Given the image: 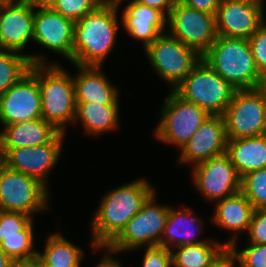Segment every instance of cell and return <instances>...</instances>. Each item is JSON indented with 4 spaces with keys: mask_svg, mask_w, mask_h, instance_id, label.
Instances as JSON below:
<instances>
[{
    "mask_svg": "<svg viewBox=\"0 0 266 267\" xmlns=\"http://www.w3.org/2000/svg\"><path fill=\"white\" fill-rule=\"evenodd\" d=\"M154 190L145 178H141L107 192L91 221V245L108 246L143 208Z\"/></svg>",
    "mask_w": 266,
    "mask_h": 267,
    "instance_id": "1",
    "label": "cell"
},
{
    "mask_svg": "<svg viewBox=\"0 0 266 267\" xmlns=\"http://www.w3.org/2000/svg\"><path fill=\"white\" fill-rule=\"evenodd\" d=\"M118 9L101 4L75 22L73 64L102 66L117 42Z\"/></svg>",
    "mask_w": 266,
    "mask_h": 267,
    "instance_id": "2",
    "label": "cell"
},
{
    "mask_svg": "<svg viewBox=\"0 0 266 267\" xmlns=\"http://www.w3.org/2000/svg\"><path fill=\"white\" fill-rule=\"evenodd\" d=\"M49 63L31 65L30 71L38 79L42 118L66 133V125L74 124L76 114L73 76L57 62Z\"/></svg>",
    "mask_w": 266,
    "mask_h": 267,
    "instance_id": "3",
    "label": "cell"
},
{
    "mask_svg": "<svg viewBox=\"0 0 266 267\" xmlns=\"http://www.w3.org/2000/svg\"><path fill=\"white\" fill-rule=\"evenodd\" d=\"M202 59L237 90L263 85L248 39L218 35Z\"/></svg>",
    "mask_w": 266,
    "mask_h": 267,
    "instance_id": "4",
    "label": "cell"
},
{
    "mask_svg": "<svg viewBox=\"0 0 266 267\" xmlns=\"http://www.w3.org/2000/svg\"><path fill=\"white\" fill-rule=\"evenodd\" d=\"M236 90L203 59L173 89L182 99L195 103L210 115H223Z\"/></svg>",
    "mask_w": 266,
    "mask_h": 267,
    "instance_id": "5",
    "label": "cell"
},
{
    "mask_svg": "<svg viewBox=\"0 0 266 267\" xmlns=\"http://www.w3.org/2000/svg\"><path fill=\"white\" fill-rule=\"evenodd\" d=\"M164 103L155 136L181 150L210 114L195 103L182 99L173 90L169 91Z\"/></svg>",
    "mask_w": 266,
    "mask_h": 267,
    "instance_id": "6",
    "label": "cell"
},
{
    "mask_svg": "<svg viewBox=\"0 0 266 267\" xmlns=\"http://www.w3.org/2000/svg\"><path fill=\"white\" fill-rule=\"evenodd\" d=\"M228 140L257 137L266 134V91L236 90L223 113Z\"/></svg>",
    "mask_w": 266,
    "mask_h": 267,
    "instance_id": "7",
    "label": "cell"
},
{
    "mask_svg": "<svg viewBox=\"0 0 266 267\" xmlns=\"http://www.w3.org/2000/svg\"><path fill=\"white\" fill-rule=\"evenodd\" d=\"M154 192L143 208L126 224L120 234L108 245L117 253L131 251L143 246L161 245V237L171 206L158 204Z\"/></svg>",
    "mask_w": 266,
    "mask_h": 267,
    "instance_id": "8",
    "label": "cell"
},
{
    "mask_svg": "<svg viewBox=\"0 0 266 267\" xmlns=\"http://www.w3.org/2000/svg\"><path fill=\"white\" fill-rule=\"evenodd\" d=\"M144 50L154 72L171 85V90L176 88L202 59L194 49L167 32L162 33Z\"/></svg>",
    "mask_w": 266,
    "mask_h": 267,
    "instance_id": "9",
    "label": "cell"
},
{
    "mask_svg": "<svg viewBox=\"0 0 266 267\" xmlns=\"http://www.w3.org/2000/svg\"><path fill=\"white\" fill-rule=\"evenodd\" d=\"M48 188L39 180L21 172L0 167V210L34 216L48 209Z\"/></svg>",
    "mask_w": 266,
    "mask_h": 267,
    "instance_id": "10",
    "label": "cell"
},
{
    "mask_svg": "<svg viewBox=\"0 0 266 267\" xmlns=\"http://www.w3.org/2000/svg\"><path fill=\"white\" fill-rule=\"evenodd\" d=\"M167 33L203 56L217 39L216 17L176 1L167 16Z\"/></svg>",
    "mask_w": 266,
    "mask_h": 267,
    "instance_id": "11",
    "label": "cell"
},
{
    "mask_svg": "<svg viewBox=\"0 0 266 267\" xmlns=\"http://www.w3.org/2000/svg\"><path fill=\"white\" fill-rule=\"evenodd\" d=\"M65 135L59 132L49 143L43 145L3 148L4 165L39 180L48 188L47 177L61 157Z\"/></svg>",
    "mask_w": 266,
    "mask_h": 267,
    "instance_id": "12",
    "label": "cell"
},
{
    "mask_svg": "<svg viewBox=\"0 0 266 267\" xmlns=\"http://www.w3.org/2000/svg\"><path fill=\"white\" fill-rule=\"evenodd\" d=\"M194 185L206 200L216 202L241 190V177L227 153L193 166Z\"/></svg>",
    "mask_w": 266,
    "mask_h": 267,
    "instance_id": "13",
    "label": "cell"
},
{
    "mask_svg": "<svg viewBox=\"0 0 266 267\" xmlns=\"http://www.w3.org/2000/svg\"><path fill=\"white\" fill-rule=\"evenodd\" d=\"M33 42L61 54L72 63L75 22L65 18L45 2L36 0Z\"/></svg>",
    "mask_w": 266,
    "mask_h": 267,
    "instance_id": "14",
    "label": "cell"
},
{
    "mask_svg": "<svg viewBox=\"0 0 266 267\" xmlns=\"http://www.w3.org/2000/svg\"><path fill=\"white\" fill-rule=\"evenodd\" d=\"M264 0H221L217 9L219 36L250 38L265 21Z\"/></svg>",
    "mask_w": 266,
    "mask_h": 267,
    "instance_id": "15",
    "label": "cell"
},
{
    "mask_svg": "<svg viewBox=\"0 0 266 267\" xmlns=\"http://www.w3.org/2000/svg\"><path fill=\"white\" fill-rule=\"evenodd\" d=\"M42 118L37 77L29 71L0 96L2 126Z\"/></svg>",
    "mask_w": 266,
    "mask_h": 267,
    "instance_id": "16",
    "label": "cell"
},
{
    "mask_svg": "<svg viewBox=\"0 0 266 267\" xmlns=\"http://www.w3.org/2000/svg\"><path fill=\"white\" fill-rule=\"evenodd\" d=\"M36 0H24L0 8V49L21 53L33 41Z\"/></svg>",
    "mask_w": 266,
    "mask_h": 267,
    "instance_id": "17",
    "label": "cell"
},
{
    "mask_svg": "<svg viewBox=\"0 0 266 267\" xmlns=\"http://www.w3.org/2000/svg\"><path fill=\"white\" fill-rule=\"evenodd\" d=\"M227 135L222 115H210L181 149L179 163L193 166L226 153Z\"/></svg>",
    "mask_w": 266,
    "mask_h": 267,
    "instance_id": "18",
    "label": "cell"
},
{
    "mask_svg": "<svg viewBox=\"0 0 266 267\" xmlns=\"http://www.w3.org/2000/svg\"><path fill=\"white\" fill-rule=\"evenodd\" d=\"M73 76L76 103L119 105V93L109 78L101 71L102 66H80Z\"/></svg>",
    "mask_w": 266,
    "mask_h": 267,
    "instance_id": "19",
    "label": "cell"
},
{
    "mask_svg": "<svg viewBox=\"0 0 266 267\" xmlns=\"http://www.w3.org/2000/svg\"><path fill=\"white\" fill-rule=\"evenodd\" d=\"M121 15L126 33L142 41L144 49L167 31V16L158 9L137 2H128Z\"/></svg>",
    "mask_w": 266,
    "mask_h": 267,
    "instance_id": "20",
    "label": "cell"
},
{
    "mask_svg": "<svg viewBox=\"0 0 266 267\" xmlns=\"http://www.w3.org/2000/svg\"><path fill=\"white\" fill-rule=\"evenodd\" d=\"M215 203L212 217L214 224L235 233L225 242V245L230 248L232 245H237L236 236L240 232H248L255 208L241 191Z\"/></svg>",
    "mask_w": 266,
    "mask_h": 267,
    "instance_id": "21",
    "label": "cell"
},
{
    "mask_svg": "<svg viewBox=\"0 0 266 267\" xmlns=\"http://www.w3.org/2000/svg\"><path fill=\"white\" fill-rule=\"evenodd\" d=\"M189 208L180 207L176 210L170 207L167 222L161 237V246L172 250L178 246L198 244L203 242H217L214 239H197L202 231L203 222L200 217ZM199 228V229H198Z\"/></svg>",
    "mask_w": 266,
    "mask_h": 267,
    "instance_id": "22",
    "label": "cell"
},
{
    "mask_svg": "<svg viewBox=\"0 0 266 267\" xmlns=\"http://www.w3.org/2000/svg\"><path fill=\"white\" fill-rule=\"evenodd\" d=\"M3 148H20L49 143L59 131L43 118L3 126Z\"/></svg>",
    "mask_w": 266,
    "mask_h": 267,
    "instance_id": "23",
    "label": "cell"
},
{
    "mask_svg": "<svg viewBox=\"0 0 266 267\" xmlns=\"http://www.w3.org/2000/svg\"><path fill=\"white\" fill-rule=\"evenodd\" d=\"M240 177L266 167V134L227 140V151Z\"/></svg>",
    "mask_w": 266,
    "mask_h": 267,
    "instance_id": "24",
    "label": "cell"
},
{
    "mask_svg": "<svg viewBox=\"0 0 266 267\" xmlns=\"http://www.w3.org/2000/svg\"><path fill=\"white\" fill-rule=\"evenodd\" d=\"M119 105L76 103L74 124L80 122L88 135H102L119 125Z\"/></svg>",
    "mask_w": 266,
    "mask_h": 267,
    "instance_id": "25",
    "label": "cell"
},
{
    "mask_svg": "<svg viewBox=\"0 0 266 267\" xmlns=\"http://www.w3.org/2000/svg\"><path fill=\"white\" fill-rule=\"evenodd\" d=\"M84 251L59 233H52L46 239L43 253L37 258L46 267H80Z\"/></svg>",
    "mask_w": 266,
    "mask_h": 267,
    "instance_id": "26",
    "label": "cell"
},
{
    "mask_svg": "<svg viewBox=\"0 0 266 267\" xmlns=\"http://www.w3.org/2000/svg\"><path fill=\"white\" fill-rule=\"evenodd\" d=\"M39 54L0 49V96L30 71L31 65L48 64Z\"/></svg>",
    "mask_w": 266,
    "mask_h": 267,
    "instance_id": "27",
    "label": "cell"
},
{
    "mask_svg": "<svg viewBox=\"0 0 266 267\" xmlns=\"http://www.w3.org/2000/svg\"><path fill=\"white\" fill-rule=\"evenodd\" d=\"M227 249L225 242L178 246L171 250L173 267H210Z\"/></svg>",
    "mask_w": 266,
    "mask_h": 267,
    "instance_id": "28",
    "label": "cell"
},
{
    "mask_svg": "<svg viewBox=\"0 0 266 267\" xmlns=\"http://www.w3.org/2000/svg\"><path fill=\"white\" fill-rule=\"evenodd\" d=\"M33 220L22 230V236L0 237V246L15 262H33L38 252L34 250Z\"/></svg>",
    "mask_w": 266,
    "mask_h": 267,
    "instance_id": "29",
    "label": "cell"
},
{
    "mask_svg": "<svg viewBox=\"0 0 266 267\" xmlns=\"http://www.w3.org/2000/svg\"><path fill=\"white\" fill-rule=\"evenodd\" d=\"M255 209H266V167L241 177V190Z\"/></svg>",
    "mask_w": 266,
    "mask_h": 267,
    "instance_id": "30",
    "label": "cell"
},
{
    "mask_svg": "<svg viewBox=\"0 0 266 267\" xmlns=\"http://www.w3.org/2000/svg\"><path fill=\"white\" fill-rule=\"evenodd\" d=\"M45 3L65 18L77 22L97 9L102 0H46Z\"/></svg>",
    "mask_w": 266,
    "mask_h": 267,
    "instance_id": "31",
    "label": "cell"
},
{
    "mask_svg": "<svg viewBox=\"0 0 266 267\" xmlns=\"http://www.w3.org/2000/svg\"><path fill=\"white\" fill-rule=\"evenodd\" d=\"M237 246L232 245L229 248L239 262L237 267H266V244L249 243L241 251Z\"/></svg>",
    "mask_w": 266,
    "mask_h": 267,
    "instance_id": "32",
    "label": "cell"
},
{
    "mask_svg": "<svg viewBox=\"0 0 266 267\" xmlns=\"http://www.w3.org/2000/svg\"><path fill=\"white\" fill-rule=\"evenodd\" d=\"M32 220L28 214L0 210V237L22 236V230Z\"/></svg>",
    "mask_w": 266,
    "mask_h": 267,
    "instance_id": "33",
    "label": "cell"
},
{
    "mask_svg": "<svg viewBox=\"0 0 266 267\" xmlns=\"http://www.w3.org/2000/svg\"><path fill=\"white\" fill-rule=\"evenodd\" d=\"M251 52L253 54L256 67L263 78L266 77V21L258 30L248 38Z\"/></svg>",
    "mask_w": 266,
    "mask_h": 267,
    "instance_id": "34",
    "label": "cell"
},
{
    "mask_svg": "<svg viewBox=\"0 0 266 267\" xmlns=\"http://www.w3.org/2000/svg\"><path fill=\"white\" fill-rule=\"evenodd\" d=\"M142 267H173L172 252L161 245L147 246Z\"/></svg>",
    "mask_w": 266,
    "mask_h": 267,
    "instance_id": "35",
    "label": "cell"
},
{
    "mask_svg": "<svg viewBox=\"0 0 266 267\" xmlns=\"http://www.w3.org/2000/svg\"><path fill=\"white\" fill-rule=\"evenodd\" d=\"M249 243L266 244V209H255L248 229Z\"/></svg>",
    "mask_w": 266,
    "mask_h": 267,
    "instance_id": "36",
    "label": "cell"
},
{
    "mask_svg": "<svg viewBox=\"0 0 266 267\" xmlns=\"http://www.w3.org/2000/svg\"><path fill=\"white\" fill-rule=\"evenodd\" d=\"M179 2L196 10L216 15L221 0H180Z\"/></svg>",
    "mask_w": 266,
    "mask_h": 267,
    "instance_id": "37",
    "label": "cell"
},
{
    "mask_svg": "<svg viewBox=\"0 0 266 267\" xmlns=\"http://www.w3.org/2000/svg\"><path fill=\"white\" fill-rule=\"evenodd\" d=\"M135 2L158 9L161 11L165 16L169 15L171 11L174 1L173 0H136Z\"/></svg>",
    "mask_w": 266,
    "mask_h": 267,
    "instance_id": "38",
    "label": "cell"
},
{
    "mask_svg": "<svg viewBox=\"0 0 266 267\" xmlns=\"http://www.w3.org/2000/svg\"><path fill=\"white\" fill-rule=\"evenodd\" d=\"M103 249L108 252H106V254L104 253V257L103 259H101L98 262V265L96 267H122L121 266V262H119L117 259H115L114 257H112V254H117L116 251L112 250L109 246H94V250L96 249Z\"/></svg>",
    "mask_w": 266,
    "mask_h": 267,
    "instance_id": "39",
    "label": "cell"
},
{
    "mask_svg": "<svg viewBox=\"0 0 266 267\" xmlns=\"http://www.w3.org/2000/svg\"><path fill=\"white\" fill-rule=\"evenodd\" d=\"M237 259L228 248L210 267H234Z\"/></svg>",
    "mask_w": 266,
    "mask_h": 267,
    "instance_id": "40",
    "label": "cell"
},
{
    "mask_svg": "<svg viewBox=\"0 0 266 267\" xmlns=\"http://www.w3.org/2000/svg\"><path fill=\"white\" fill-rule=\"evenodd\" d=\"M15 262L4 252L0 246V267H12Z\"/></svg>",
    "mask_w": 266,
    "mask_h": 267,
    "instance_id": "41",
    "label": "cell"
},
{
    "mask_svg": "<svg viewBox=\"0 0 266 267\" xmlns=\"http://www.w3.org/2000/svg\"><path fill=\"white\" fill-rule=\"evenodd\" d=\"M123 0H102V4L107 5V6H111L114 8H118L119 5H121V2ZM129 1V0H127ZM136 0H131L130 2H135Z\"/></svg>",
    "mask_w": 266,
    "mask_h": 267,
    "instance_id": "42",
    "label": "cell"
},
{
    "mask_svg": "<svg viewBox=\"0 0 266 267\" xmlns=\"http://www.w3.org/2000/svg\"><path fill=\"white\" fill-rule=\"evenodd\" d=\"M12 267H37V265L34 262H20L14 263Z\"/></svg>",
    "mask_w": 266,
    "mask_h": 267,
    "instance_id": "43",
    "label": "cell"
},
{
    "mask_svg": "<svg viewBox=\"0 0 266 267\" xmlns=\"http://www.w3.org/2000/svg\"><path fill=\"white\" fill-rule=\"evenodd\" d=\"M4 165V150H3V144H2V135L0 132V167Z\"/></svg>",
    "mask_w": 266,
    "mask_h": 267,
    "instance_id": "44",
    "label": "cell"
},
{
    "mask_svg": "<svg viewBox=\"0 0 266 267\" xmlns=\"http://www.w3.org/2000/svg\"><path fill=\"white\" fill-rule=\"evenodd\" d=\"M22 1H24V0H0V6L13 5V4L20 3Z\"/></svg>",
    "mask_w": 266,
    "mask_h": 267,
    "instance_id": "45",
    "label": "cell"
},
{
    "mask_svg": "<svg viewBox=\"0 0 266 267\" xmlns=\"http://www.w3.org/2000/svg\"><path fill=\"white\" fill-rule=\"evenodd\" d=\"M37 267H46L38 258L33 261Z\"/></svg>",
    "mask_w": 266,
    "mask_h": 267,
    "instance_id": "46",
    "label": "cell"
},
{
    "mask_svg": "<svg viewBox=\"0 0 266 267\" xmlns=\"http://www.w3.org/2000/svg\"><path fill=\"white\" fill-rule=\"evenodd\" d=\"M262 88L266 91V77L264 78Z\"/></svg>",
    "mask_w": 266,
    "mask_h": 267,
    "instance_id": "47",
    "label": "cell"
}]
</instances>
